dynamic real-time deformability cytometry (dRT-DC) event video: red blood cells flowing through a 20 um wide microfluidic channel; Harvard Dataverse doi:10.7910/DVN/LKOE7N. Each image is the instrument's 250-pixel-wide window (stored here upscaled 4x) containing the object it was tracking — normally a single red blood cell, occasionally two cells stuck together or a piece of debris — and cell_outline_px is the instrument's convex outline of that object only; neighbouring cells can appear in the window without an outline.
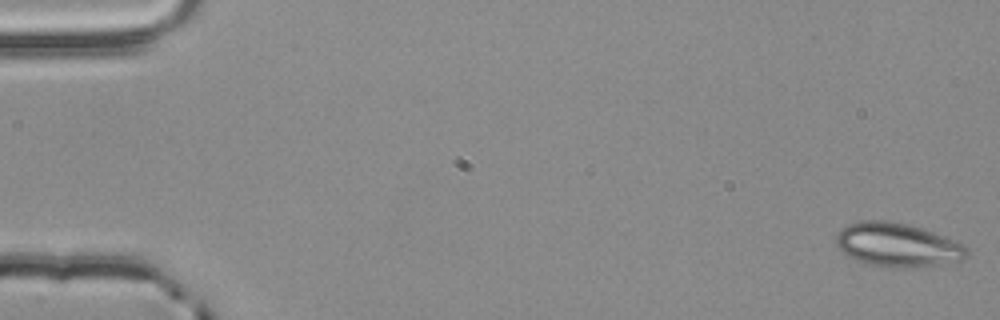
{"species": "common noctule bat (a hibernating species)", "species_latin": "Nyctalus noctula", "temperature_condition": "room temperature", "stored_images_in_passage": 1, "camera_frame_rate_fps": 3000, "um_per_image_px": 0.085, "animal": {"sex": "male", "body_mass_g": 20.4}, "frame": {"image": 1, "passage_image": 1, "time_ms": 0.0, "image_size_px": [1000, 320], "cell_outline_px": [[968, 256], [964, 260], [940, 264], [900, 268], [888, 268], [868, 264], [856, 260], [840, 252], [836, 244], [836, 236], [840, 228], [848, 224], [860, 220], [884, 220], [908, 224], [932, 232], [964, 244], [968, 248]], "centroid_in_image_um": [76.25, 20.82], "position_along_channel_um": 8.8, "area_um2": 33.58}}